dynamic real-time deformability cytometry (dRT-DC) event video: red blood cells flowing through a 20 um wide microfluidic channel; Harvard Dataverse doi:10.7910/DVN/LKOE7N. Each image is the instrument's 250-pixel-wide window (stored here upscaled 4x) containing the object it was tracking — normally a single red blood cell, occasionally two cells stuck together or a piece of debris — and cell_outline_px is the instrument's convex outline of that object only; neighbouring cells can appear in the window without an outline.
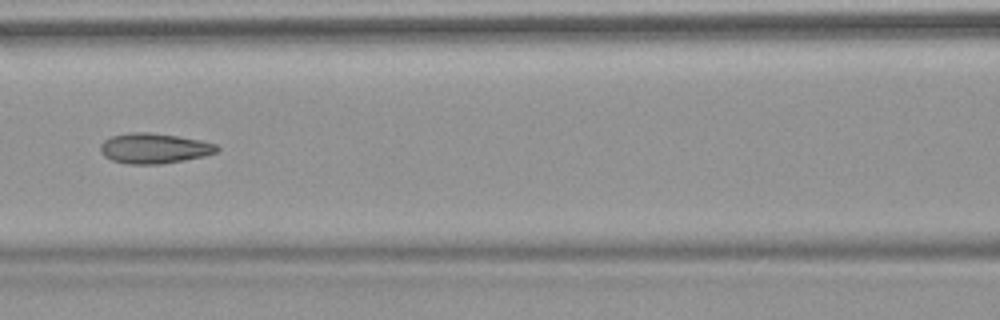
{"species": "common noctule bat (a hibernating species)", "species_latin": "Nyctalus noctula", "temperature_condition": "warm", "stored_images_in_passage": 6, "camera_frame_rate_fps": 3000, "um_per_image_px": 0.085, "animal": {"sex": "female", "body_mass_g": 18.4}, "frame": {"image": 1, "passage_image": 6, "time_ms": 6.667, "image_size_px": [1000, 320], "cell_outline_px": [[220, 148], [216, 152], [204, 156], [184, 160], [160, 164], [128, 164], [112, 160], [104, 156], [100, 152], [100, 144], [104, 140], [112, 136], [128, 132], [148, 132], [176, 136], [200, 140], [216, 144]], "centroid_in_image_um": [13.08, 12.61], "position_along_channel_um": 153.5, "area_um2": 20.52}}